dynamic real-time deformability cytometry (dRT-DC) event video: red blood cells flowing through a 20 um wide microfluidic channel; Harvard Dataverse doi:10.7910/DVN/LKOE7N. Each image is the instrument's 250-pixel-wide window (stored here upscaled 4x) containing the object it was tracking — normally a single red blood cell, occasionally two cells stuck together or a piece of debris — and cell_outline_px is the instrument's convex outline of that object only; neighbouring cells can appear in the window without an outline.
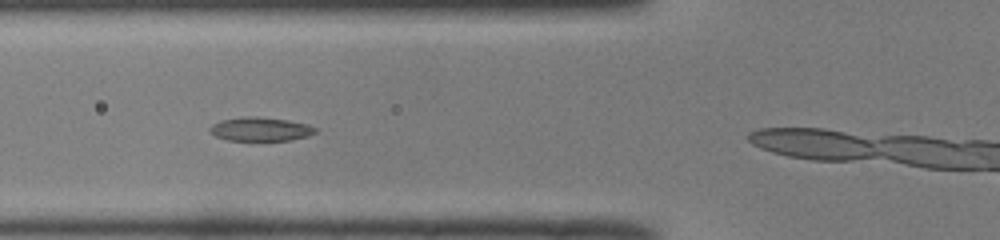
{"species": "common noctule bat (a hibernating species)", "species_latin": "Nyctalus noctula", "temperature_condition": "room temperature", "stored_images_in_passage": 12, "camera_frame_rate_fps": 3000, "um_per_image_px": 0.085, "animal": {"sex": "male", "body_mass_g": 19.0, "forearm_length_mm": 50.8}, "frame": {"image": 1, "passage_image": 9, "time_ms": 2.667, "image_size_px": [1000, 240], "cell_outline_px": [[316, 132], [308, 136], [292, 140], [228, 140], [216, 136], [208, 132], [208, 128], [212, 124], [220, 120], [240, 116], [256, 116], [288, 120], [308, 124], [316, 128]], "centroid_in_image_um": [22.1, 10.96], "position_along_channel_um": 103.7, "area_um2": 14.8}}